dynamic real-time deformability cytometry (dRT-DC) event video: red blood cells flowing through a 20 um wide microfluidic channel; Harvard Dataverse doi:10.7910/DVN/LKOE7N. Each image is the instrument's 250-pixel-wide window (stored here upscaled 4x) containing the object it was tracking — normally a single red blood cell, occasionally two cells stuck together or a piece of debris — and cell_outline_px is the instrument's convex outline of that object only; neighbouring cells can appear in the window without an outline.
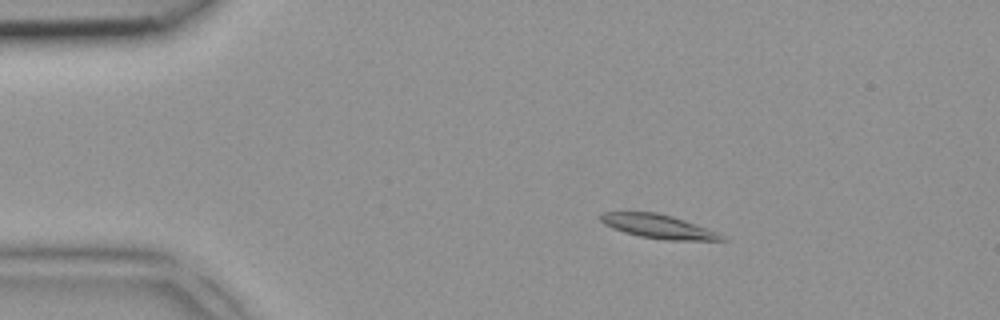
{"species": "common noctule bat (a hibernating species)", "species_latin": "Nyctalus noctula", "temperature_condition": "room temperature", "stored_images_in_passage": 4, "segment_of_instrument_passage": [1, 2], "camera_frame_rate_fps": 3000, "um_per_image_px": 0.085, "animal": {"sex": "female", "body_mass_g": 18.4}, "frame": {"image": 1, "passage_image": 2, "time_ms": 0.333, "image_size_px": [1000, 320], "cell_outline_px": [[728, 240], [664, 240], [640, 236], [624, 232], [612, 228], [604, 224], [596, 216], [600, 212], [656, 212], [672, 216], [684, 220], [716, 232], [724, 236]], "centroid_in_image_um": [55.88, 19.24], "position_along_channel_um": 29.1, "area_um2": 16.76}}